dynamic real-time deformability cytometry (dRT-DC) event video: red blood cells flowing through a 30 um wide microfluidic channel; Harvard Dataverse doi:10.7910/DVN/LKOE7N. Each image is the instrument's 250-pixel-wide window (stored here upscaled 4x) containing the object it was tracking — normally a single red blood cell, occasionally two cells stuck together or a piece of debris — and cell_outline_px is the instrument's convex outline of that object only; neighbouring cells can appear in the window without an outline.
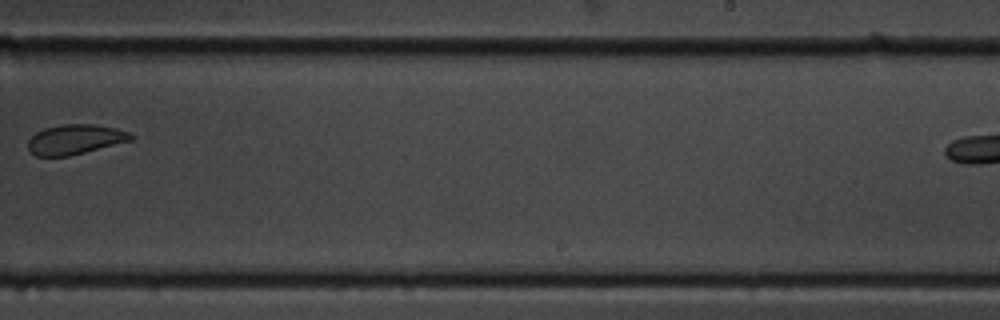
{"species": "common noctule bat (a hibernating species)", "species_latin": "Nyctalus noctula", "temperature_condition": "cold", "stored_images_in_passage": 16, "camera_frame_rate_fps": 3000, "um_per_image_px": 0.085, "animal": {"sex": "male", "body_mass_g": 19.5, "forearm_length_mm": 54.6}, "frame": {"image": 1, "passage_image": 10, "time_ms": 11.333, "image_size_px": [1000, 320], "cell_outline_px": [[132, 140], [68, 156], [36, 156], [28, 152], [28, 140], [36, 132], [44, 128], [64, 124], [96, 124], [116, 128], [128, 132], [132, 136]], "centroid_in_image_um": [6.34, 11.84], "position_along_channel_um": 282.7, "area_um2": 17.8}}
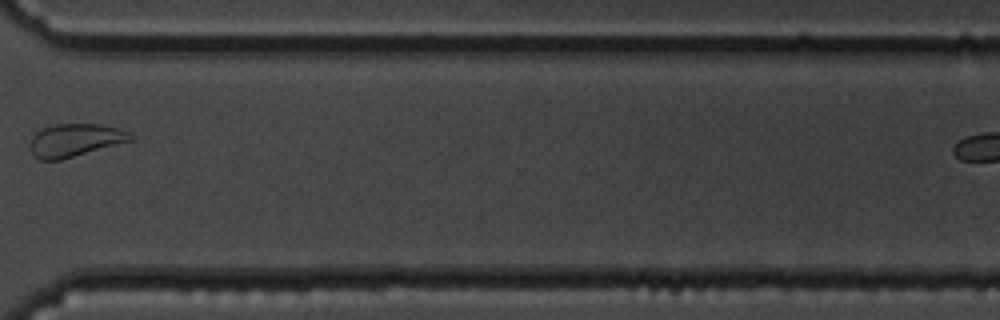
{"frame": {"image": 2, "passage_image": 12, "time_ms": 13.667, "image_size_px": [1000, 320], "cell_outline_px": [[132, 140], [60, 160], [40, 160], [32, 152], [32, 136], [36, 132], [52, 124], [100, 124], [116, 128], [128, 132], [132, 136]], "centroid_in_image_um": [6.37, 11.91], "position_along_channel_um": 364.2, "area_um2": 18.79}, "authors_computed_cell_mechanics": {"area_um2": 19.5942, "velocity_mm_per_s": 3.5031, "shape_relaxation_time_tau1_ms": 9.6152, "shape_relaxation_time_tau2_ms": 9.7844, "deformation_change_tau1": 0.3513, "deformation_change_tau2": 0.1472}}